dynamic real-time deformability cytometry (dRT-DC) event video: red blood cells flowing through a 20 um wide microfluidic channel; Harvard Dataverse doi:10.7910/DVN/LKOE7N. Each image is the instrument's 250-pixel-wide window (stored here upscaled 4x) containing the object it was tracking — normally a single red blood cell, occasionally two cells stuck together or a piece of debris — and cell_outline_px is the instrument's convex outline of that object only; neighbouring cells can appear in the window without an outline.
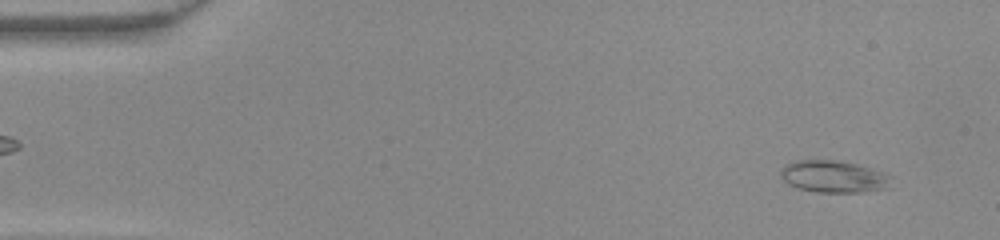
{"species": "common noctule bat (a hibernating species)", "species_latin": "Nyctalus noctula", "temperature_condition": "warm", "stored_images_in_passage": 47, "camera_frame_rate_fps": 3000, "um_per_image_px": 0.085, "animal": {"sex": "female", "body_mass_g": 22.0, "forearm_length_mm": 56.7}, "frame": {"image": 1, "passage_image": 3, "time_ms": 0.667, "image_size_px": [1000, 240], "cell_outline_px": [[896, 176], [892, 188], [860, 192], [816, 192], [796, 188], [788, 184], [780, 176], [780, 168], [784, 164], [796, 160], [832, 160], [856, 164], [884, 172]], "centroid_in_image_um": [70.92, 15.02], "position_along_channel_um": 14.1, "area_um2": 21.21}}
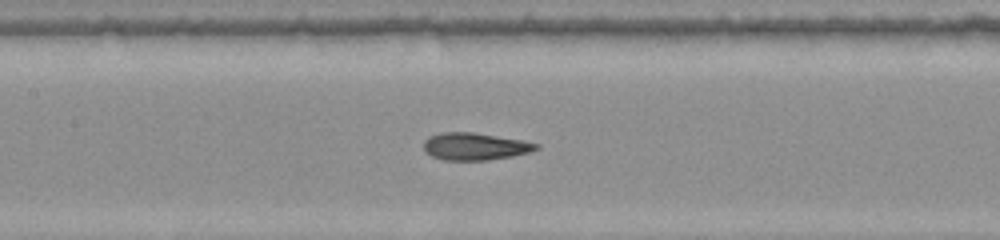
{"frame": {"image": 2, "passage_image": 22, "time_ms": 7.0, "image_size_px": [1000, 240], "cell_outline_px": [[540, 148], [528, 152], [512, 156], [488, 160], [444, 160], [432, 156], [424, 152], [424, 140], [428, 136], [440, 132], [472, 132], [520, 140], [540, 144]], "centroid_in_image_um": [40.32, 12.44], "position_along_channel_um": 167.1, "area_um2": 17.86}}
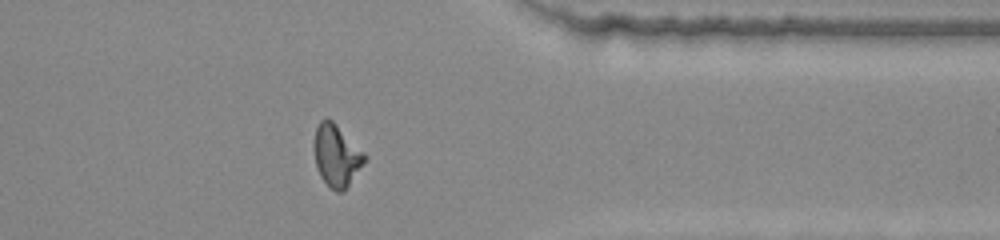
{"frame": {"image": 3, "passage_image": 38, "time_ms": 12.333, "image_size_px": [1000, 240], "cell_outline_px": [[368, 156], [364, 164], [344, 192], [336, 192], [320, 176], [316, 168], [312, 144], [316, 128], [320, 120], [332, 120]], "centroid_in_image_um": [28.6, 13.24], "position_along_channel_um": 382.8, "area_um2": 18.38}}